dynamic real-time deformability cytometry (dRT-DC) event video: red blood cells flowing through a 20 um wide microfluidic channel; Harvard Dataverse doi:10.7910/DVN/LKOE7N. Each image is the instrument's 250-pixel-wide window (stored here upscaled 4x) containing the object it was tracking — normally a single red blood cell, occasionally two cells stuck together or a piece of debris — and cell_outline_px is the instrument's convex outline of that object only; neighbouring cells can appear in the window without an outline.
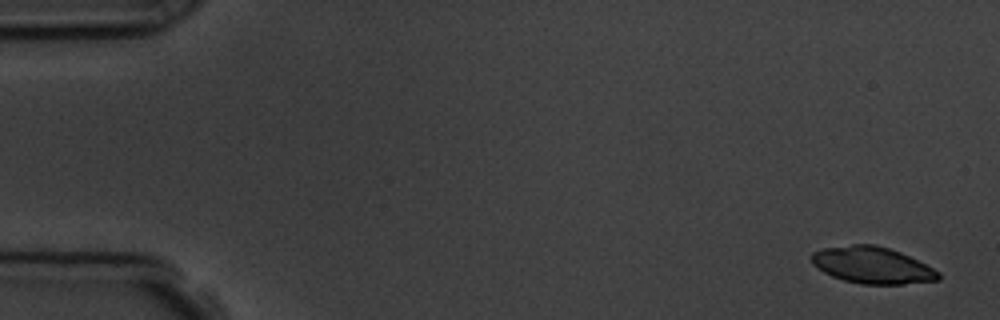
{"species": "common noctule bat (a hibernating species)", "species_latin": "Nyctalus noctula", "temperature_condition": "room temperature", "stored_images_in_passage": 5, "camera_frame_rate_fps": 3000, "um_per_image_px": 0.085, "animal": {"sex": "male", "body_mass_g": 19.5, "forearm_length_mm": 54.6}, "frame": {"image": 1, "passage_image": 1, "time_ms": 0.0, "image_size_px": [1000, 320], "cell_outline_px": [[940, 280], [904, 284], [860, 284], [844, 280], [832, 276], [824, 272], [812, 264], [808, 256], [812, 252], [824, 248], [852, 244], [876, 244], [900, 252], [940, 272]], "centroid_in_image_um": [74.1, 22.54], "position_along_channel_um": 10.9, "area_um2": 27.11}}